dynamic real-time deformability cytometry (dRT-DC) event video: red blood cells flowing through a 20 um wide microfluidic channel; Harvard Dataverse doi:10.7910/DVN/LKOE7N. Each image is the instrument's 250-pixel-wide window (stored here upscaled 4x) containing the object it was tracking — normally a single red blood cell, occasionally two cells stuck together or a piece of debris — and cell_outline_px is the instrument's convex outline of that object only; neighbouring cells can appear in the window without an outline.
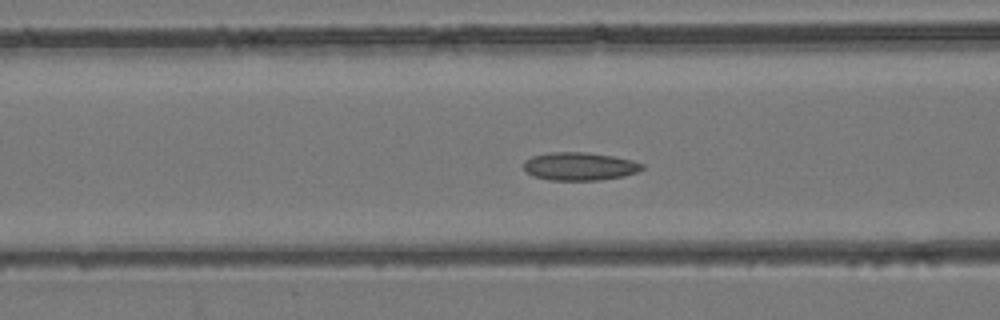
{"species": "common noctule bat (a hibernating species)", "species_latin": "Nyctalus noctula", "temperature_condition": "room temperature", "stored_images_in_passage": 43, "camera_frame_rate_fps": 3000, "um_per_image_px": 0.085, "animal": {"sex": "female", "body_mass_g": 24.6, "forearm_length_mm": 56.2}, "frame": {"image": 1, "passage_image": 17, "time_ms": 5.333, "image_size_px": [1000, 320], "cell_outline_px": [[644, 168], [636, 172], [624, 176], [600, 180], [548, 180], [532, 176], [524, 168], [524, 160], [532, 156], [552, 152], [584, 152], [612, 156], [632, 160], [644, 164]], "centroid_in_image_um": [49.26, 14.14], "position_along_channel_um": 117.3, "area_um2": 19.36}}
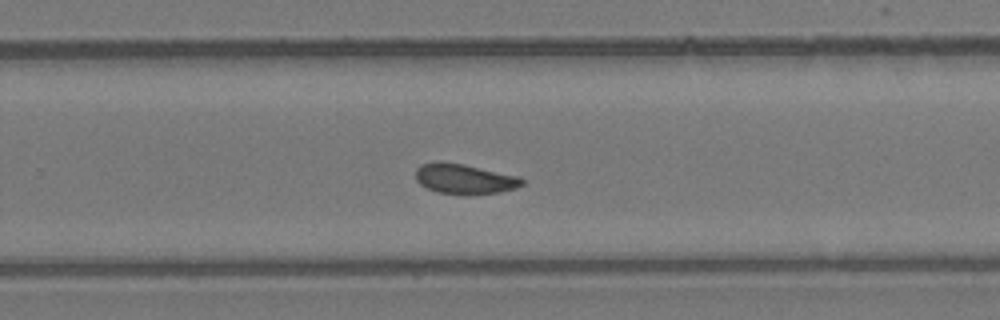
{"frame": {"image": 2, "passage_image": 28, "time_ms": 9.0, "image_size_px": [1000, 320], "cell_outline_px": [[524, 184], [516, 188], [500, 192], [468, 196], [464, 196], [436, 192], [420, 184], [416, 180], [416, 168], [420, 164], [440, 160], [464, 164], [520, 176], [524, 180]], "centroid_in_image_um": [39.48, 15.21], "position_along_channel_um": 290.3, "area_um2": 19.25}}
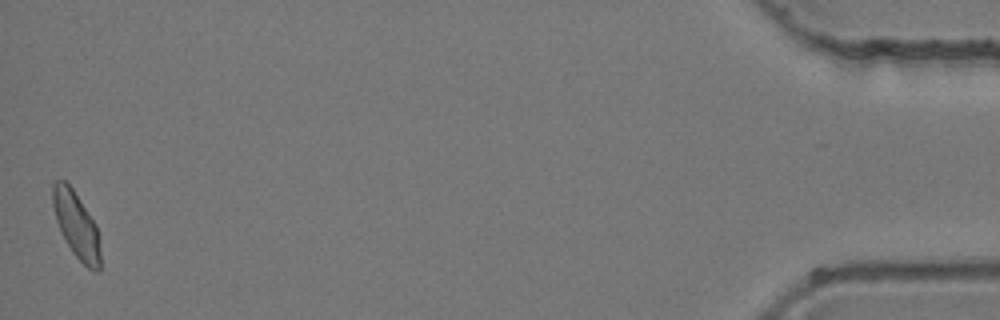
{"frame": {"image": 3, "passage_image": 43, "time_ms": 14.0, "image_size_px": [1000, 320], "cell_outline_px": [[100, 272], [96, 272], [88, 268], [72, 252], [56, 220], [52, 204], [52, 184], [56, 180], [64, 180], [72, 188], [96, 224], [100, 248]], "centroid_in_image_um": [6.49, 19.13], "position_along_channel_um": 428.7, "area_um2": 18.09}}